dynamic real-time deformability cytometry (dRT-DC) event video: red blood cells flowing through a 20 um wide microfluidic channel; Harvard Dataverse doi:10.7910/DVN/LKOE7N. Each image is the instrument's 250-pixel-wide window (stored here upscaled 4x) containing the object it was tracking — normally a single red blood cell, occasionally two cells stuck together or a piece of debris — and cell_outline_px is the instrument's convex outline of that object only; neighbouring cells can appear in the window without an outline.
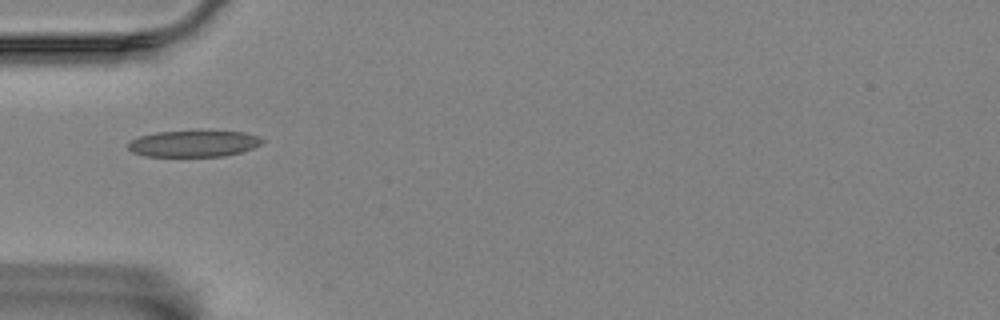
{"species": "Egyptian fruit bat (a non-hibernating species)", "species_latin": "Rousettus aegyptiacus", "temperature_condition": "room temperature", "stored_images_in_passage": 10, "camera_frame_rate_fps": 3000, "um_per_image_px": 0.085, "animal": {"sex": "female"}, "frame": {"image": 1, "passage_image": 1, "time_ms": 0.0, "image_size_px": [1000, 320], "cell_outline_px": [[264, 140], [260, 144], [252, 148], [240, 152], [224, 156], [144, 156], [132, 152], [128, 148], [128, 144], [132, 140], [140, 136], [156, 132], [244, 132], [260, 136]], "centroid_in_image_um": [16.46, 12.22], "position_along_channel_um": 68.5, "area_um2": 20.23}}
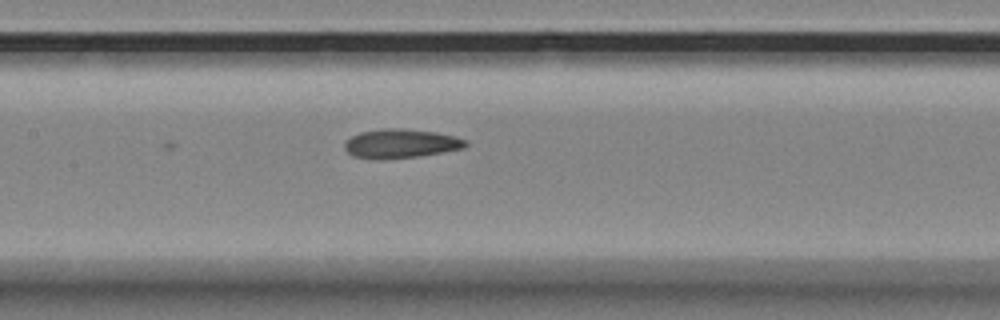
{"frame": {"image": 2, "passage_image": 10, "time_ms": 3.0, "image_size_px": [1000, 320], "cell_outline_px": [[468, 144], [464, 148], [420, 156], [384, 160], [376, 160], [352, 156], [344, 148], [344, 144], [352, 136], [360, 132], [380, 128], [396, 128], [436, 132], [456, 136], [468, 140]], "centroid_in_image_um": [34.07, 12.21], "position_along_channel_um": 173.3, "area_um2": 20.75}}